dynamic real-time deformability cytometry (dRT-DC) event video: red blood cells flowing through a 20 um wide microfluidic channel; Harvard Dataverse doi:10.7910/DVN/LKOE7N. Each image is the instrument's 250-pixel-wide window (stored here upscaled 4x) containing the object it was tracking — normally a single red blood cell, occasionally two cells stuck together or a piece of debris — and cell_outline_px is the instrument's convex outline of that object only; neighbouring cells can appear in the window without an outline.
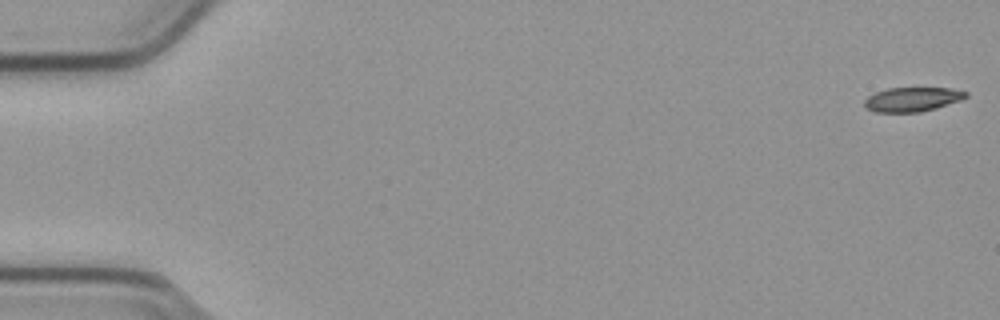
{"species": "common noctule bat (a hibernating species)", "species_latin": "Nyctalus noctula", "temperature_condition": "cold", "stored_images_in_passage": 55, "camera_frame_rate_fps": 3000, "um_per_image_px": 0.085, "animal": {"sex": "male", "body_mass_g": 23.1, "forearm_length_mm": 52.7}, "frame": {"image": 1, "passage_image": 1, "time_ms": 0.0, "image_size_px": [1000, 320], "cell_outline_px": [[968, 96], [960, 100], [936, 108], [920, 112], [876, 112], [864, 108], [864, 100], [868, 96], [876, 92], [888, 88], [952, 88], [968, 92]], "centroid_in_image_um": [77.53, 8.44], "position_along_channel_um": 7.5, "area_um2": 14.39}}
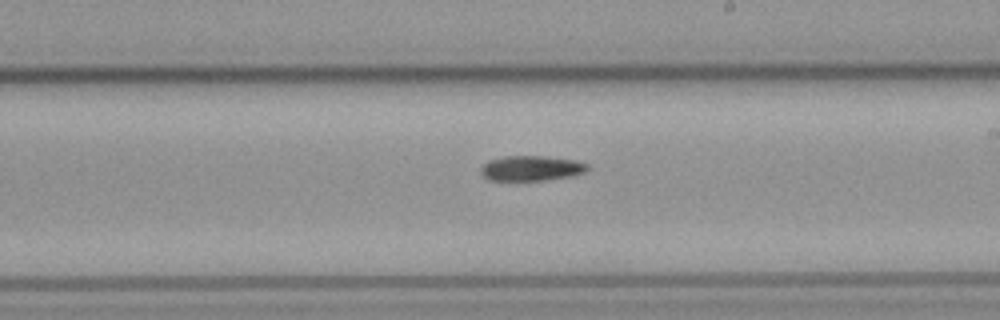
{"frame": {"image": 2, "passage_image": 32, "time_ms": 10.333, "image_size_px": [1000, 320], "cell_outline_px": [[588, 168], [584, 172], [572, 176], [544, 180], [488, 180], [480, 172], [480, 168], [488, 160], [504, 156], [544, 156], [576, 160], [588, 164]], "centroid_in_image_um": [45.14, 14.29], "position_along_channel_um": 243.9, "area_um2": 15.61}}
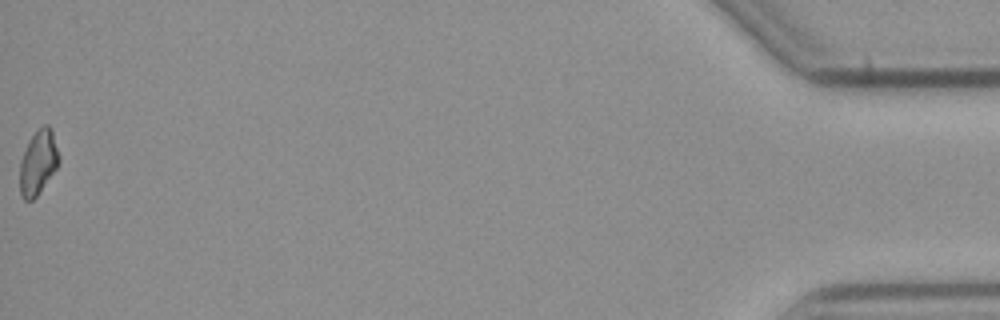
{"frame": {"image": 3, "passage_image": 55, "time_ms": 18.0, "image_size_px": [1000, 320], "cell_outline_px": [[60, 160], [56, 168], [36, 196], [32, 200], [24, 200], [20, 196], [20, 160], [28, 140], [44, 124], [48, 124], [52, 128], [60, 156]], "centroid_in_image_um": [3.24, 13.78], "position_along_channel_um": 432.0, "area_um2": 14.68}}